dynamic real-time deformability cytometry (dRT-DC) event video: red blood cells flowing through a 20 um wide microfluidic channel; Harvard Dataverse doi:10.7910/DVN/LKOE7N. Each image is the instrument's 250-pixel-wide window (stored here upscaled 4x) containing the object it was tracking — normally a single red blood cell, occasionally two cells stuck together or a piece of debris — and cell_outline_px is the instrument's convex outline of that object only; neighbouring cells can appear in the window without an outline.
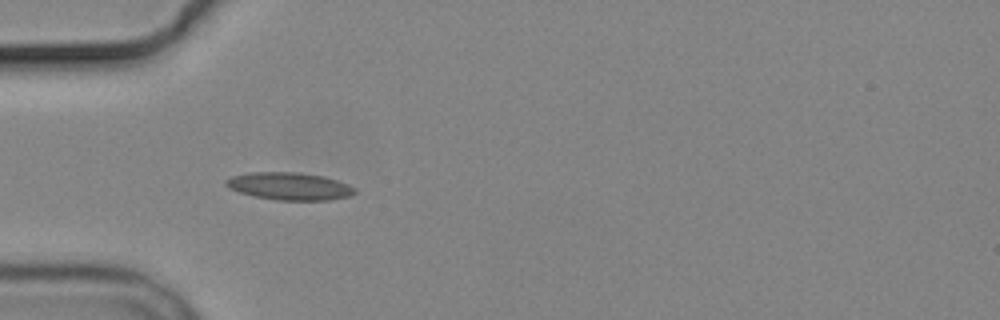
{"species": "common noctule bat (a hibernating species)", "species_latin": "Nyctalus noctula", "temperature_condition": "cold", "stored_images_in_passage": 12, "camera_frame_rate_fps": 3000, "um_per_image_px": 0.085, "animal": {"sex": "male", "body_mass_g": 19.2, "forearm_length_mm": 51.8}, "frame": {"image": 1, "passage_image": 3, "time_ms": 3.667, "image_size_px": [1000, 320], "cell_outline_px": [[356, 192], [352, 196], [328, 200], [276, 200], [252, 196], [240, 192], [224, 184], [224, 180], [232, 176], [252, 172], [300, 172], [324, 176], [348, 184], [356, 188]], "centroid_in_image_um": [24.63, 15.83], "position_along_channel_um": 60.4, "area_um2": 20.75}}
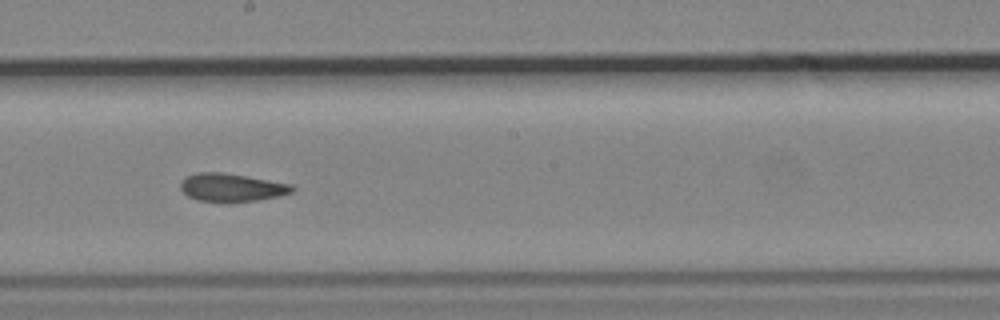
{"frame": {"image": 2, "passage_image": 7, "time_ms": 8.333, "image_size_px": [1000, 320], "cell_outline_px": [[296, 188], [292, 192], [280, 196], [256, 200], [196, 200], [188, 196], [180, 188], [180, 180], [184, 176], [196, 172], [220, 172], [292, 184]], "centroid_in_image_um": [19.66, 15.9], "position_along_channel_um": 228.5, "area_um2": 17.86}}
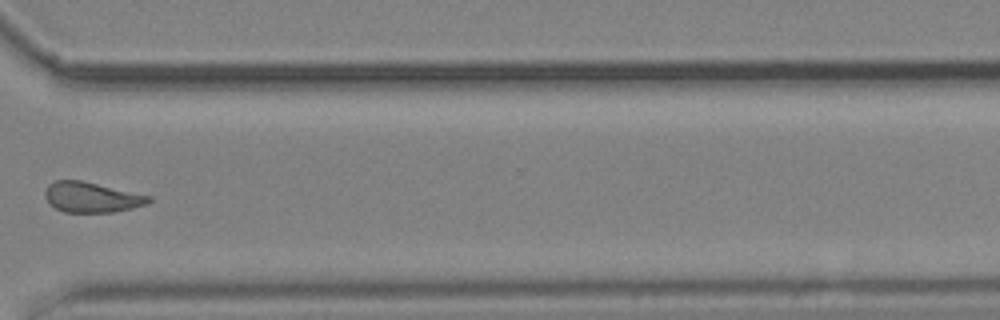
{"frame": {"image": 3, "passage_image": 10, "time_ms": 12.0, "image_size_px": [1000, 320], "cell_outline_px": [[152, 200], [144, 204], [132, 208], [112, 212], [64, 212], [48, 204], [44, 196], [44, 192], [48, 184], [56, 180], [80, 180], [152, 196]], "centroid_in_image_um": [7.74, 16.76], "position_along_channel_um": 362.9, "area_um2": 18.26}, "authors_computed_cell_mechanics": {"area_um2": 18.4382, "velocity_mm_per_s": 3.6789, "shape_relaxation_time_tau1_ms": null, "shape_relaxation_time_tau2_ms": 3.6768, "deformation_change_tau1": null, "deformation_change_tau2": 0.0641}}